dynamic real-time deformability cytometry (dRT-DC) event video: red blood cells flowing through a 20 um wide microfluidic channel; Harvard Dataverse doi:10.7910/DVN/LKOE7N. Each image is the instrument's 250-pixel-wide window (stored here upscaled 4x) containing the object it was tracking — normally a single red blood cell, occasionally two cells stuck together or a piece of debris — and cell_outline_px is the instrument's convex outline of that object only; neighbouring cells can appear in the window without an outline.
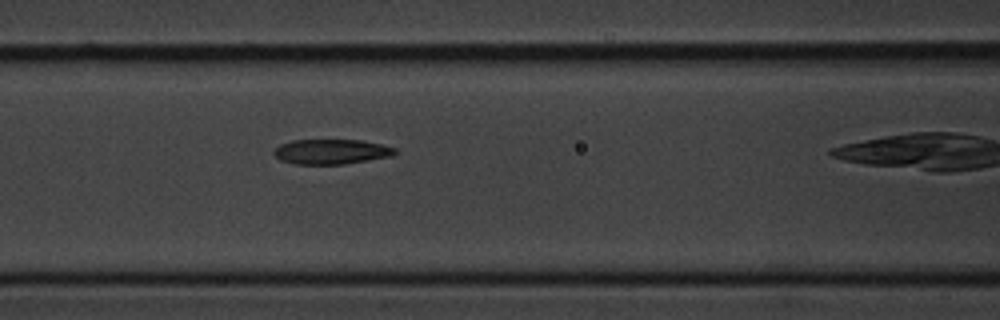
{"species": "common noctule bat (a hibernating species)", "species_latin": "Nyctalus noctula", "temperature_condition": "cold", "stored_images_in_passage": 7, "camera_frame_rate_fps": 3000, "um_per_image_px": 0.085, "animal": {"sex": "male", "body_mass_g": 20.1, "forearm_length_mm": 53.5}, "frame": {"image": 1, "passage_image": 6, "time_ms": 5.333, "image_size_px": [1000, 320], "cell_outline_px": [[396, 152], [392, 156], [344, 164], [296, 164], [280, 160], [272, 152], [280, 144], [292, 140], [360, 140], [380, 144], [396, 148]], "centroid_in_image_um": [28.14, 12.89], "position_along_channel_um": 138.5, "area_um2": 17.51}}